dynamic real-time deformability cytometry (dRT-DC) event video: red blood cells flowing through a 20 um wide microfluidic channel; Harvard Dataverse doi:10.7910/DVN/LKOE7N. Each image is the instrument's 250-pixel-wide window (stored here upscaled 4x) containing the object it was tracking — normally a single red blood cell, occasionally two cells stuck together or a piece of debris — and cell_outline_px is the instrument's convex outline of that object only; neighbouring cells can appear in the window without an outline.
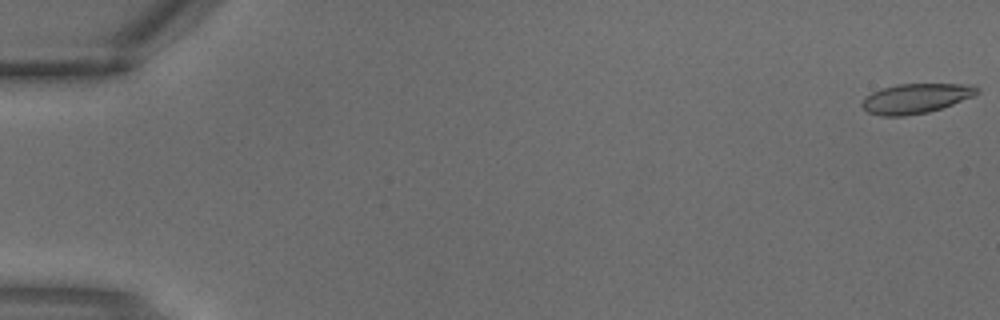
{"species": "common noctule bat (a hibernating species)", "species_latin": "Nyctalus noctula", "temperature_condition": "warm", "stored_images_in_passage": 3, "camera_frame_rate_fps": 3000, "um_per_image_px": 0.085, "animal": {"sex": "male", "body_mass_g": 18.8}, "frame": {"image": 1, "passage_image": 1, "time_ms": 0.0, "image_size_px": [1000, 320], "cell_outline_px": [[980, 92], [972, 96], [952, 104], [928, 112], [904, 116], [884, 116], [868, 112], [860, 104], [872, 92], [896, 84], [972, 84], [980, 88]], "centroid_in_image_um": [77.87, 8.36], "position_along_channel_um": 7.1, "area_um2": 19.71}}
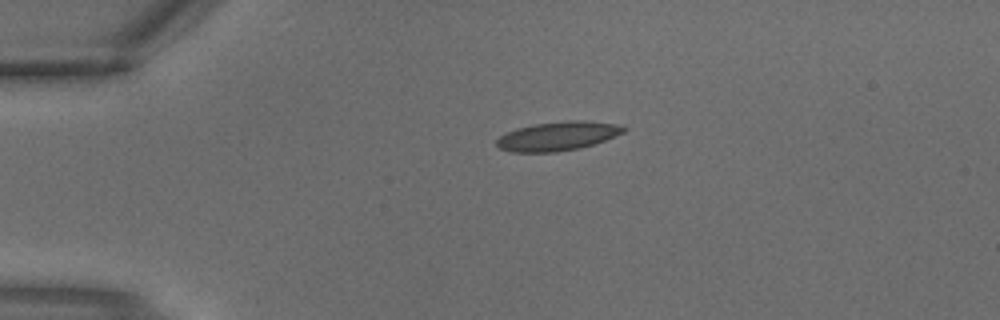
{"frame": {"image": 2, "passage_image": 3, "time_ms": 0.667, "image_size_px": [1000, 320], "cell_outline_px": [[628, 128], [624, 132], [604, 140], [580, 148], [556, 152], [512, 152], [500, 148], [496, 144], [496, 140], [500, 136], [516, 128], [536, 124], [568, 120], [584, 120], [620, 124]], "centroid_in_image_um": [47.43, 11.56], "position_along_channel_um": 37.6, "area_um2": 21.39}}